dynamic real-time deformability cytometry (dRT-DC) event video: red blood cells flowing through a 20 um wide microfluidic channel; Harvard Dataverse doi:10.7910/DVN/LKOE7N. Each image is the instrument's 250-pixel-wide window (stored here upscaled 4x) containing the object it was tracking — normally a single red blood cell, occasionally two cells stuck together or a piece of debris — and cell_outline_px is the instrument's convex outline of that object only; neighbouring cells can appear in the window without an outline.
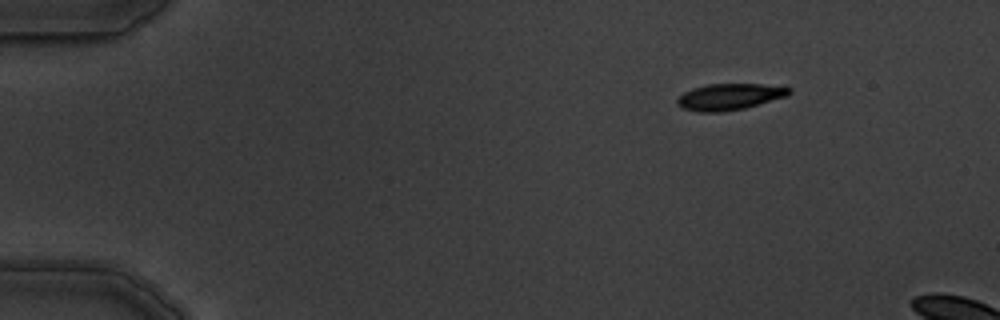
{"species": "common noctule bat (a hibernating species)", "species_latin": "Nyctalus noctula", "temperature_condition": "warm", "stored_images_in_passage": 3, "camera_frame_rate_fps": 3000, "um_per_image_px": 0.085, "animal": {"sex": "male", "body_mass_g": 19.5, "forearm_length_mm": 54.6}, "frame": {"image": 1, "passage_image": 1, "time_ms": 0.0, "image_size_px": [1000, 320], "cell_outline_px": [[792, 92], [788, 96], [744, 108], [720, 112], [700, 112], [680, 108], [676, 104], [676, 100], [684, 92], [692, 88], [708, 84], [760, 84], [792, 88]], "centroid_in_image_um": [61.99, 8.23], "position_along_channel_um": 23.0, "area_um2": 17.22}}